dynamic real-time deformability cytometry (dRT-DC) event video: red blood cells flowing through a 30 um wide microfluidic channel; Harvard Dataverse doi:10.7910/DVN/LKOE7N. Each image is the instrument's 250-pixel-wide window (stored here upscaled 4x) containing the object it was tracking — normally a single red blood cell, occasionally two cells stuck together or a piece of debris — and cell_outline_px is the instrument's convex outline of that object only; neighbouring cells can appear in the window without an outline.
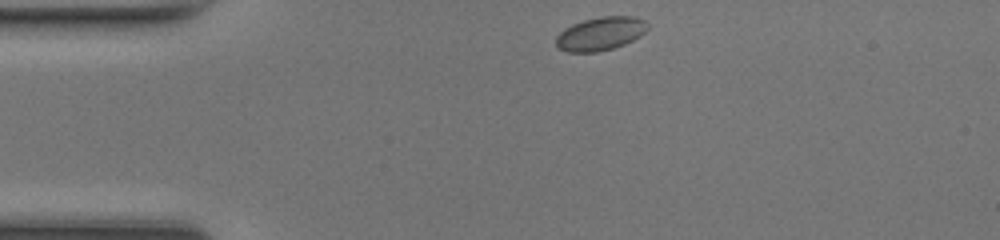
{"species": "common noctule bat (a hibernating species)", "species_latin": "Nyctalus noctula", "temperature_condition": "room temperature", "stored_images_in_passage": 39, "camera_frame_rate_fps": 3000, "um_per_image_px": 0.085, "animal": {"sex": "female", "body_mass_g": 17.0, "forearm_length_mm": 48.0}, "frame": {"image": 1, "passage_image": 1, "time_ms": 0.0, "image_size_px": [1000, 240], "cell_outline_px": [[648, 28], [640, 36], [624, 44], [612, 48], [596, 52], [568, 52], [560, 48], [556, 44], [556, 36], [564, 28], [572, 24], [584, 20], [600, 16], [636, 16], [644, 20], [648, 24]], "centroid_in_image_um": [51.04, 2.85], "position_along_channel_um": 34.0, "area_um2": 17.8}}
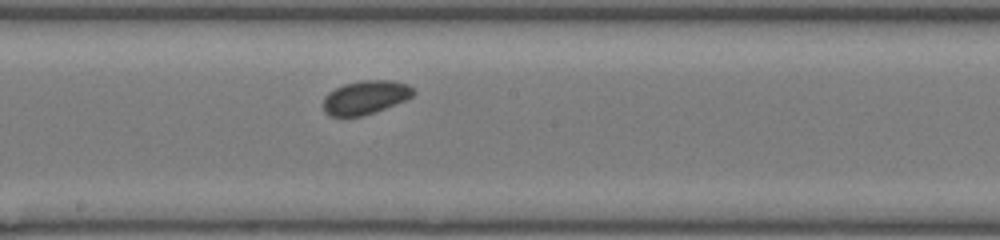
{"frame": {"image": 2, "passage_image": 17, "time_ms": 5.333, "image_size_px": [1000, 240], "cell_outline_px": [[416, 92], [412, 96], [404, 100], [384, 108], [360, 116], [332, 116], [324, 112], [324, 96], [328, 92], [344, 84], [360, 80], [392, 80], [408, 84]], "centroid_in_image_um": [31.05, 8.25], "position_along_channel_um": 217.2, "area_um2": 17.46}}
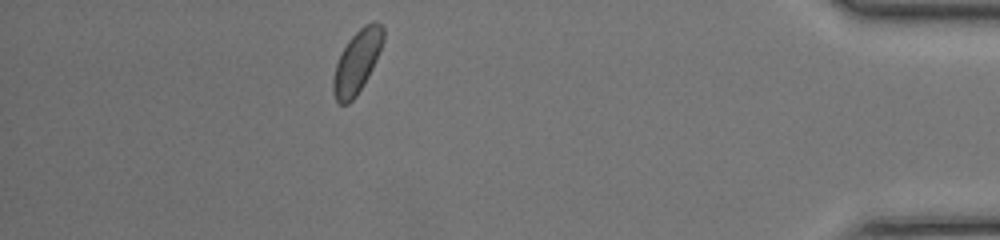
{"frame": {"image": 3, "passage_image": 34, "time_ms": 11.0, "image_size_px": [1000, 240], "cell_outline_px": [[384, 40], [372, 68], [368, 76], [356, 96], [348, 104], [340, 104], [336, 100], [332, 92], [332, 80], [336, 64], [348, 40], [364, 24], [376, 20], [384, 28]], "centroid_in_image_um": [30.34, 5.24], "position_along_channel_um": 404.9, "area_um2": 18.15}, "authors_computed_cell_mechanics": {"area_um2": 17.6868, "velocity_mm_per_s": 4.2418, "shape_relaxation_time_tau1_ms": 4.3866, "shape_relaxation_time_tau2_ms": null, "deformation_change_tau1": 0.0292, "deformation_change_tau2": null}}